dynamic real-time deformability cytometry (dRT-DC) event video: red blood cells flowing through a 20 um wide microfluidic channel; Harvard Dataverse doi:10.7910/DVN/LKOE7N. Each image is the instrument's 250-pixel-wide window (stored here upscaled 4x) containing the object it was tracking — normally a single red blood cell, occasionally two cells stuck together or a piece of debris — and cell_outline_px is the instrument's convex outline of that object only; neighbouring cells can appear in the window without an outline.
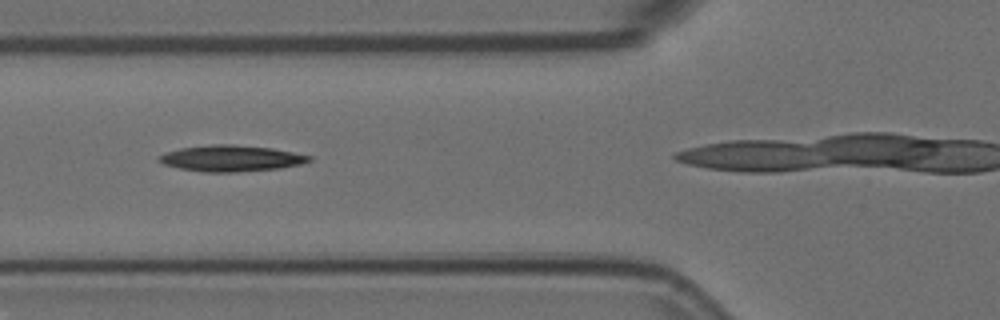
{"species": "Egyptian fruit bat (a non-hibernating species)", "species_latin": "Rousettus aegyptiacus", "temperature_condition": "room temperature", "stored_images_in_passage": 8, "camera_frame_rate_fps": 3000, "um_per_image_px": 0.085, "animal": {"sex": "female"}, "frame": {"image": 1, "passage_image": 3, "time_ms": 0.667, "image_size_px": [1000, 320], "cell_outline_px": [[312, 160], [300, 164], [280, 168], [236, 172], [204, 172], [180, 168], [164, 164], [156, 160], [156, 156], [164, 152], [180, 148], [212, 144], [232, 144], [272, 148], [312, 156]], "centroid_in_image_um": [19.6, 13.45], "position_along_channel_um": 106.2, "area_um2": 22.95}}